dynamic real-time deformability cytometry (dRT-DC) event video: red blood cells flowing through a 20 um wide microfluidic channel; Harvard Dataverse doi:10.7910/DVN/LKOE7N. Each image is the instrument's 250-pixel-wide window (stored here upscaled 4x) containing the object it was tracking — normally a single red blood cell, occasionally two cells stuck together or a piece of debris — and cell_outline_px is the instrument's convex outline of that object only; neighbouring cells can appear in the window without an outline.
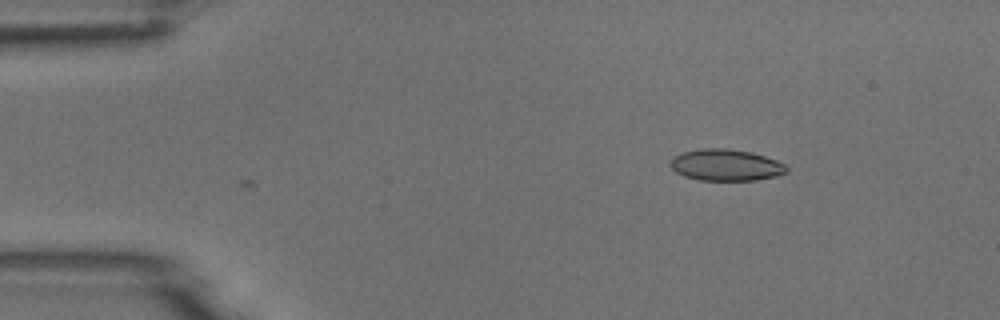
{"species": "common noctule bat (a hibernating species)", "species_latin": "Nyctalus noctula", "temperature_condition": "room temperature", "stored_images_in_passage": 5, "camera_frame_rate_fps": 3000, "um_per_image_px": 0.085, "animal": {"sex": "male", "body_mass_g": 18.8}, "frame": {"image": 1, "passage_image": 3, "time_ms": 2.333, "image_size_px": [1000, 320], "cell_outline_px": [[788, 172], [776, 176], [756, 180], [700, 180], [684, 176], [676, 172], [668, 164], [672, 156], [684, 152], [700, 148], [728, 148], [752, 152], [776, 160], [784, 164], [788, 168]], "centroid_in_image_um": [61.68, 14.02], "position_along_channel_um": 23.3, "area_um2": 21.5}}